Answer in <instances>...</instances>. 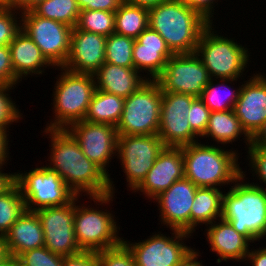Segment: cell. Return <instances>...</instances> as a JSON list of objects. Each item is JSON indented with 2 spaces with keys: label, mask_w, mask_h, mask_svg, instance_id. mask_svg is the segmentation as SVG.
Returning <instances> with one entry per match:
<instances>
[{
  "label": "cell",
  "mask_w": 266,
  "mask_h": 266,
  "mask_svg": "<svg viewBox=\"0 0 266 266\" xmlns=\"http://www.w3.org/2000/svg\"><path fill=\"white\" fill-rule=\"evenodd\" d=\"M42 133L43 136L49 135L47 138L51 139L47 160L50 163L46 166L56 171L76 196L95 197L110 194V178L86 158L79 143L67 129L45 128Z\"/></svg>",
  "instance_id": "1"
},
{
  "label": "cell",
  "mask_w": 266,
  "mask_h": 266,
  "mask_svg": "<svg viewBox=\"0 0 266 266\" xmlns=\"http://www.w3.org/2000/svg\"><path fill=\"white\" fill-rule=\"evenodd\" d=\"M211 23L182 0H166L149 8V27L173 54L195 53L202 32Z\"/></svg>",
  "instance_id": "2"
},
{
  "label": "cell",
  "mask_w": 266,
  "mask_h": 266,
  "mask_svg": "<svg viewBox=\"0 0 266 266\" xmlns=\"http://www.w3.org/2000/svg\"><path fill=\"white\" fill-rule=\"evenodd\" d=\"M207 143L199 141L181 147L185 178L197 187L231 186L242 175L238 150Z\"/></svg>",
  "instance_id": "3"
},
{
  "label": "cell",
  "mask_w": 266,
  "mask_h": 266,
  "mask_svg": "<svg viewBox=\"0 0 266 266\" xmlns=\"http://www.w3.org/2000/svg\"><path fill=\"white\" fill-rule=\"evenodd\" d=\"M247 171L223 194V220L251 243L266 237V190L245 181Z\"/></svg>",
  "instance_id": "4"
},
{
  "label": "cell",
  "mask_w": 266,
  "mask_h": 266,
  "mask_svg": "<svg viewBox=\"0 0 266 266\" xmlns=\"http://www.w3.org/2000/svg\"><path fill=\"white\" fill-rule=\"evenodd\" d=\"M114 196L116 195L110 193L88 197L91 201L93 200L96 208L91 205L85 206L84 201L83 204L80 203L78 200L80 196L74 198V231L81 251L99 252L119 246L123 242L124 237H119L120 227L115 215L112 211L102 209L103 205L113 202ZM78 203L80 204L77 205ZM97 205H101V210Z\"/></svg>",
  "instance_id": "5"
},
{
  "label": "cell",
  "mask_w": 266,
  "mask_h": 266,
  "mask_svg": "<svg viewBox=\"0 0 266 266\" xmlns=\"http://www.w3.org/2000/svg\"><path fill=\"white\" fill-rule=\"evenodd\" d=\"M52 101L54 118L47 122L46 129H67L71 124L84 120L90 100L96 90L95 79L91 74H82L57 67Z\"/></svg>",
  "instance_id": "6"
},
{
  "label": "cell",
  "mask_w": 266,
  "mask_h": 266,
  "mask_svg": "<svg viewBox=\"0 0 266 266\" xmlns=\"http://www.w3.org/2000/svg\"><path fill=\"white\" fill-rule=\"evenodd\" d=\"M214 26L212 23L202 32L195 53L211 79H240L251 62V53L235 38L217 32Z\"/></svg>",
  "instance_id": "7"
},
{
  "label": "cell",
  "mask_w": 266,
  "mask_h": 266,
  "mask_svg": "<svg viewBox=\"0 0 266 266\" xmlns=\"http://www.w3.org/2000/svg\"><path fill=\"white\" fill-rule=\"evenodd\" d=\"M162 89L157 80H146L124 101L116 126L118 135H155L160 125Z\"/></svg>",
  "instance_id": "8"
},
{
  "label": "cell",
  "mask_w": 266,
  "mask_h": 266,
  "mask_svg": "<svg viewBox=\"0 0 266 266\" xmlns=\"http://www.w3.org/2000/svg\"><path fill=\"white\" fill-rule=\"evenodd\" d=\"M14 182L21 190L26 210L31 212L66 205L76 197L60 175L46 165L15 172Z\"/></svg>",
  "instance_id": "9"
},
{
  "label": "cell",
  "mask_w": 266,
  "mask_h": 266,
  "mask_svg": "<svg viewBox=\"0 0 266 266\" xmlns=\"http://www.w3.org/2000/svg\"><path fill=\"white\" fill-rule=\"evenodd\" d=\"M171 237L159 231L157 234L138 242H129L123 239V243L132 252L136 266H179L196 249L187 246L184 241L193 238L191 233L171 229ZM183 240V241H182Z\"/></svg>",
  "instance_id": "10"
},
{
  "label": "cell",
  "mask_w": 266,
  "mask_h": 266,
  "mask_svg": "<svg viewBox=\"0 0 266 266\" xmlns=\"http://www.w3.org/2000/svg\"><path fill=\"white\" fill-rule=\"evenodd\" d=\"M164 147L158 134L118 135L117 159L126 175L128 190L133 193L142 183Z\"/></svg>",
  "instance_id": "11"
},
{
  "label": "cell",
  "mask_w": 266,
  "mask_h": 266,
  "mask_svg": "<svg viewBox=\"0 0 266 266\" xmlns=\"http://www.w3.org/2000/svg\"><path fill=\"white\" fill-rule=\"evenodd\" d=\"M21 30L40 48L54 67H63L70 51L72 27L36 15L31 9L21 12Z\"/></svg>",
  "instance_id": "12"
},
{
  "label": "cell",
  "mask_w": 266,
  "mask_h": 266,
  "mask_svg": "<svg viewBox=\"0 0 266 266\" xmlns=\"http://www.w3.org/2000/svg\"><path fill=\"white\" fill-rule=\"evenodd\" d=\"M67 130L77 140L86 158L110 178V193L115 195V184L107 168L111 159L117 156L116 126L82 120L71 124Z\"/></svg>",
  "instance_id": "13"
},
{
  "label": "cell",
  "mask_w": 266,
  "mask_h": 266,
  "mask_svg": "<svg viewBox=\"0 0 266 266\" xmlns=\"http://www.w3.org/2000/svg\"><path fill=\"white\" fill-rule=\"evenodd\" d=\"M195 98L188 94L162 92L158 136L166 147H183L200 141L188 121Z\"/></svg>",
  "instance_id": "14"
},
{
  "label": "cell",
  "mask_w": 266,
  "mask_h": 266,
  "mask_svg": "<svg viewBox=\"0 0 266 266\" xmlns=\"http://www.w3.org/2000/svg\"><path fill=\"white\" fill-rule=\"evenodd\" d=\"M156 80L162 92L200 97L211 78L200 57L196 53H189L170 57Z\"/></svg>",
  "instance_id": "15"
},
{
  "label": "cell",
  "mask_w": 266,
  "mask_h": 266,
  "mask_svg": "<svg viewBox=\"0 0 266 266\" xmlns=\"http://www.w3.org/2000/svg\"><path fill=\"white\" fill-rule=\"evenodd\" d=\"M36 213L42 224L47 249L63 256L81 252L74 231V199L66 205L42 208Z\"/></svg>",
  "instance_id": "16"
},
{
  "label": "cell",
  "mask_w": 266,
  "mask_h": 266,
  "mask_svg": "<svg viewBox=\"0 0 266 266\" xmlns=\"http://www.w3.org/2000/svg\"><path fill=\"white\" fill-rule=\"evenodd\" d=\"M197 186L187 178L177 180L161 192L152 202H157L161 225L190 233V212Z\"/></svg>",
  "instance_id": "17"
},
{
  "label": "cell",
  "mask_w": 266,
  "mask_h": 266,
  "mask_svg": "<svg viewBox=\"0 0 266 266\" xmlns=\"http://www.w3.org/2000/svg\"><path fill=\"white\" fill-rule=\"evenodd\" d=\"M255 73L242 82L239 98L233 108L243 129L251 138L266 121V74Z\"/></svg>",
  "instance_id": "18"
},
{
  "label": "cell",
  "mask_w": 266,
  "mask_h": 266,
  "mask_svg": "<svg viewBox=\"0 0 266 266\" xmlns=\"http://www.w3.org/2000/svg\"><path fill=\"white\" fill-rule=\"evenodd\" d=\"M106 36L72 28L70 51L63 68L93 75L105 63Z\"/></svg>",
  "instance_id": "19"
},
{
  "label": "cell",
  "mask_w": 266,
  "mask_h": 266,
  "mask_svg": "<svg viewBox=\"0 0 266 266\" xmlns=\"http://www.w3.org/2000/svg\"><path fill=\"white\" fill-rule=\"evenodd\" d=\"M184 177L182 148L165 146L145 179L133 192H142L144 197H148L151 201Z\"/></svg>",
  "instance_id": "20"
},
{
  "label": "cell",
  "mask_w": 266,
  "mask_h": 266,
  "mask_svg": "<svg viewBox=\"0 0 266 266\" xmlns=\"http://www.w3.org/2000/svg\"><path fill=\"white\" fill-rule=\"evenodd\" d=\"M173 55L163 37L150 27L135 39L132 51L134 68L139 73L145 71L147 80H156Z\"/></svg>",
  "instance_id": "21"
},
{
  "label": "cell",
  "mask_w": 266,
  "mask_h": 266,
  "mask_svg": "<svg viewBox=\"0 0 266 266\" xmlns=\"http://www.w3.org/2000/svg\"><path fill=\"white\" fill-rule=\"evenodd\" d=\"M205 232L210 250L219 256L217 264L229 260L245 262L250 246L253 245L244 235L238 233L230 222L222 218L217 219L207 225Z\"/></svg>",
  "instance_id": "22"
},
{
  "label": "cell",
  "mask_w": 266,
  "mask_h": 266,
  "mask_svg": "<svg viewBox=\"0 0 266 266\" xmlns=\"http://www.w3.org/2000/svg\"><path fill=\"white\" fill-rule=\"evenodd\" d=\"M9 48L14 74L21 81L27 76L42 75L47 67L54 68L43 56L40 48L22 30L10 42Z\"/></svg>",
  "instance_id": "23"
},
{
  "label": "cell",
  "mask_w": 266,
  "mask_h": 266,
  "mask_svg": "<svg viewBox=\"0 0 266 266\" xmlns=\"http://www.w3.org/2000/svg\"><path fill=\"white\" fill-rule=\"evenodd\" d=\"M93 76L96 89L124 99L147 80L145 75L135 68L121 67L107 62L103 63Z\"/></svg>",
  "instance_id": "24"
},
{
  "label": "cell",
  "mask_w": 266,
  "mask_h": 266,
  "mask_svg": "<svg viewBox=\"0 0 266 266\" xmlns=\"http://www.w3.org/2000/svg\"><path fill=\"white\" fill-rule=\"evenodd\" d=\"M9 255L18 257L21 253L44 246V233L36 212L25 211L4 236Z\"/></svg>",
  "instance_id": "25"
},
{
  "label": "cell",
  "mask_w": 266,
  "mask_h": 266,
  "mask_svg": "<svg viewBox=\"0 0 266 266\" xmlns=\"http://www.w3.org/2000/svg\"><path fill=\"white\" fill-rule=\"evenodd\" d=\"M242 135L245 137L242 139L248 148L251 145V137L243 129L234 110L231 109L211 112L207 128L201 138L205 137L209 138V140L211 138L218 145L221 144V146L226 147L227 144H233V142L240 140Z\"/></svg>",
  "instance_id": "26"
},
{
  "label": "cell",
  "mask_w": 266,
  "mask_h": 266,
  "mask_svg": "<svg viewBox=\"0 0 266 266\" xmlns=\"http://www.w3.org/2000/svg\"><path fill=\"white\" fill-rule=\"evenodd\" d=\"M223 191L220 188L198 187L190 212V233L197 226L210 225L222 216Z\"/></svg>",
  "instance_id": "27"
},
{
  "label": "cell",
  "mask_w": 266,
  "mask_h": 266,
  "mask_svg": "<svg viewBox=\"0 0 266 266\" xmlns=\"http://www.w3.org/2000/svg\"><path fill=\"white\" fill-rule=\"evenodd\" d=\"M124 98L96 89L84 121L117 126L123 113Z\"/></svg>",
  "instance_id": "28"
},
{
  "label": "cell",
  "mask_w": 266,
  "mask_h": 266,
  "mask_svg": "<svg viewBox=\"0 0 266 266\" xmlns=\"http://www.w3.org/2000/svg\"><path fill=\"white\" fill-rule=\"evenodd\" d=\"M237 81L238 79H211L199 98L211 112L231 110L239 98L241 86L234 89V86L229 84L234 85Z\"/></svg>",
  "instance_id": "29"
},
{
  "label": "cell",
  "mask_w": 266,
  "mask_h": 266,
  "mask_svg": "<svg viewBox=\"0 0 266 266\" xmlns=\"http://www.w3.org/2000/svg\"><path fill=\"white\" fill-rule=\"evenodd\" d=\"M149 27V8L123 2L115 11L114 33L136 39Z\"/></svg>",
  "instance_id": "30"
},
{
  "label": "cell",
  "mask_w": 266,
  "mask_h": 266,
  "mask_svg": "<svg viewBox=\"0 0 266 266\" xmlns=\"http://www.w3.org/2000/svg\"><path fill=\"white\" fill-rule=\"evenodd\" d=\"M31 10L38 16L76 27L80 8L76 0H40Z\"/></svg>",
  "instance_id": "31"
},
{
  "label": "cell",
  "mask_w": 266,
  "mask_h": 266,
  "mask_svg": "<svg viewBox=\"0 0 266 266\" xmlns=\"http://www.w3.org/2000/svg\"><path fill=\"white\" fill-rule=\"evenodd\" d=\"M26 211L19 186L14 182L0 195V235L5 236L10 227Z\"/></svg>",
  "instance_id": "32"
},
{
  "label": "cell",
  "mask_w": 266,
  "mask_h": 266,
  "mask_svg": "<svg viewBox=\"0 0 266 266\" xmlns=\"http://www.w3.org/2000/svg\"><path fill=\"white\" fill-rule=\"evenodd\" d=\"M135 39L112 33L106 37L105 62L121 67L134 68L133 45Z\"/></svg>",
  "instance_id": "33"
},
{
  "label": "cell",
  "mask_w": 266,
  "mask_h": 266,
  "mask_svg": "<svg viewBox=\"0 0 266 266\" xmlns=\"http://www.w3.org/2000/svg\"><path fill=\"white\" fill-rule=\"evenodd\" d=\"M76 27L103 36L115 31V12L104 10H81Z\"/></svg>",
  "instance_id": "34"
},
{
  "label": "cell",
  "mask_w": 266,
  "mask_h": 266,
  "mask_svg": "<svg viewBox=\"0 0 266 266\" xmlns=\"http://www.w3.org/2000/svg\"><path fill=\"white\" fill-rule=\"evenodd\" d=\"M15 87L17 88V86L0 85V129L9 131L11 124L18 123V121L20 123V120L23 119V114L9 94L10 90Z\"/></svg>",
  "instance_id": "35"
},
{
  "label": "cell",
  "mask_w": 266,
  "mask_h": 266,
  "mask_svg": "<svg viewBox=\"0 0 266 266\" xmlns=\"http://www.w3.org/2000/svg\"><path fill=\"white\" fill-rule=\"evenodd\" d=\"M17 259L25 266H63V255L53 253L45 246L25 251Z\"/></svg>",
  "instance_id": "36"
},
{
  "label": "cell",
  "mask_w": 266,
  "mask_h": 266,
  "mask_svg": "<svg viewBox=\"0 0 266 266\" xmlns=\"http://www.w3.org/2000/svg\"><path fill=\"white\" fill-rule=\"evenodd\" d=\"M17 15L20 17H17ZM20 18V11L0 8V46L9 45L16 34L21 30Z\"/></svg>",
  "instance_id": "37"
},
{
  "label": "cell",
  "mask_w": 266,
  "mask_h": 266,
  "mask_svg": "<svg viewBox=\"0 0 266 266\" xmlns=\"http://www.w3.org/2000/svg\"><path fill=\"white\" fill-rule=\"evenodd\" d=\"M99 266H136L132 252L122 242L119 246L97 252Z\"/></svg>",
  "instance_id": "38"
},
{
  "label": "cell",
  "mask_w": 266,
  "mask_h": 266,
  "mask_svg": "<svg viewBox=\"0 0 266 266\" xmlns=\"http://www.w3.org/2000/svg\"><path fill=\"white\" fill-rule=\"evenodd\" d=\"M210 114L211 111L199 97H196L192 101L191 108L188 112V121L191 126V129L199 137H201L204 134L207 128Z\"/></svg>",
  "instance_id": "39"
},
{
  "label": "cell",
  "mask_w": 266,
  "mask_h": 266,
  "mask_svg": "<svg viewBox=\"0 0 266 266\" xmlns=\"http://www.w3.org/2000/svg\"><path fill=\"white\" fill-rule=\"evenodd\" d=\"M247 149L246 152L248 155L246 156L249 161L248 167L251 168H249L248 171L252 170L253 177L256 175L257 179L260 180L259 182L261 183V185L256 182H253L252 184L262 187L266 190V150L257 146H249Z\"/></svg>",
  "instance_id": "40"
},
{
  "label": "cell",
  "mask_w": 266,
  "mask_h": 266,
  "mask_svg": "<svg viewBox=\"0 0 266 266\" xmlns=\"http://www.w3.org/2000/svg\"><path fill=\"white\" fill-rule=\"evenodd\" d=\"M20 81L14 74L9 45L0 46V85L16 86Z\"/></svg>",
  "instance_id": "41"
},
{
  "label": "cell",
  "mask_w": 266,
  "mask_h": 266,
  "mask_svg": "<svg viewBox=\"0 0 266 266\" xmlns=\"http://www.w3.org/2000/svg\"><path fill=\"white\" fill-rule=\"evenodd\" d=\"M63 266H99L97 252L81 251L63 256Z\"/></svg>",
  "instance_id": "42"
},
{
  "label": "cell",
  "mask_w": 266,
  "mask_h": 266,
  "mask_svg": "<svg viewBox=\"0 0 266 266\" xmlns=\"http://www.w3.org/2000/svg\"><path fill=\"white\" fill-rule=\"evenodd\" d=\"M80 10L115 12L124 0H76Z\"/></svg>",
  "instance_id": "43"
},
{
  "label": "cell",
  "mask_w": 266,
  "mask_h": 266,
  "mask_svg": "<svg viewBox=\"0 0 266 266\" xmlns=\"http://www.w3.org/2000/svg\"><path fill=\"white\" fill-rule=\"evenodd\" d=\"M191 9L199 12L207 21L213 23L215 4L218 5L219 0H182Z\"/></svg>",
  "instance_id": "44"
},
{
  "label": "cell",
  "mask_w": 266,
  "mask_h": 266,
  "mask_svg": "<svg viewBox=\"0 0 266 266\" xmlns=\"http://www.w3.org/2000/svg\"><path fill=\"white\" fill-rule=\"evenodd\" d=\"M9 131L0 129V166H6L9 160ZM9 145V146H8Z\"/></svg>",
  "instance_id": "45"
},
{
  "label": "cell",
  "mask_w": 266,
  "mask_h": 266,
  "mask_svg": "<svg viewBox=\"0 0 266 266\" xmlns=\"http://www.w3.org/2000/svg\"><path fill=\"white\" fill-rule=\"evenodd\" d=\"M245 261H250L252 266H266V246L257 249L253 247L247 254Z\"/></svg>",
  "instance_id": "46"
},
{
  "label": "cell",
  "mask_w": 266,
  "mask_h": 266,
  "mask_svg": "<svg viewBox=\"0 0 266 266\" xmlns=\"http://www.w3.org/2000/svg\"><path fill=\"white\" fill-rule=\"evenodd\" d=\"M40 0H5V8L17 11H25L31 9Z\"/></svg>",
  "instance_id": "47"
},
{
  "label": "cell",
  "mask_w": 266,
  "mask_h": 266,
  "mask_svg": "<svg viewBox=\"0 0 266 266\" xmlns=\"http://www.w3.org/2000/svg\"><path fill=\"white\" fill-rule=\"evenodd\" d=\"M266 150V121L257 133L251 138V145Z\"/></svg>",
  "instance_id": "48"
},
{
  "label": "cell",
  "mask_w": 266,
  "mask_h": 266,
  "mask_svg": "<svg viewBox=\"0 0 266 266\" xmlns=\"http://www.w3.org/2000/svg\"><path fill=\"white\" fill-rule=\"evenodd\" d=\"M3 167L0 166V195L14 183V173H5Z\"/></svg>",
  "instance_id": "49"
},
{
  "label": "cell",
  "mask_w": 266,
  "mask_h": 266,
  "mask_svg": "<svg viewBox=\"0 0 266 266\" xmlns=\"http://www.w3.org/2000/svg\"><path fill=\"white\" fill-rule=\"evenodd\" d=\"M124 1L132 5L151 8L153 6L159 5L162 2H165L166 0H124Z\"/></svg>",
  "instance_id": "50"
},
{
  "label": "cell",
  "mask_w": 266,
  "mask_h": 266,
  "mask_svg": "<svg viewBox=\"0 0 266 266\" xmlns=\"http://www.w3.org/2000/svg\"><path fill=\"white\" fill-rule=\"evenodd\" d=\"M201 255L197 250L188 257L181 265L179 266H205L202 261H198V257Z\"/></svg>",
  "instance_id": "51"
},
{
  "label": "cell",
  "mask_w": 266,
  "mask_h": 266,
  "mask_svg": "<svg viewBox=\"0 0 266 266\" xmlns=\"http://www.w3.org/2000/svg\"><path fill=\"white\" fill-rule=\"evenodd\" d=\"M8 256L9 253L7 251V246L4 240V236L0 235V263L3 262Z\"/></svg>",
  "instance_id": "52"
},
{
  "label": "cell",
  "mask_w": 266,
  "mask_h": 266,
  "mask_svg": "<svg viewBox=\"0 0 266 266\" xmlns=\"http://www.w3.org/2000/svg\"><path fill=\"white\" fill-rule=\"evenodd\" d=\"M11 266H25L19 259L11 256Z\"/></svg>",
  "instance_id": "53"
},
{
  "label": "cell",
  "mask_w": 266,
  "mask_h": 266,
  "mask_svg": "<svg viewBox=\"0 0 266 266\" xmlns=\"http://www.w3.org/2000/svg\"><path fill=\"white\" fill-rule=\"evenodd\" d=\"M0 266H11V255H9L3 262H1Z\"/></svg>",
  "instance_id": "54"
},
{
  "label": "cell",
  "mask_w": 266,
  "mask_h": 266,
  "mask_svg": "<svg viewBox=\"0 0 266 266\" xmlns=\"http://www.w3.org/2000/svg\"><path fill=\"white\" fill-rule=\"evenodd\" d=\"M0 8H5V0H0Z\"/></svg>",
  "instance_id": "55"
}]
</instances>
